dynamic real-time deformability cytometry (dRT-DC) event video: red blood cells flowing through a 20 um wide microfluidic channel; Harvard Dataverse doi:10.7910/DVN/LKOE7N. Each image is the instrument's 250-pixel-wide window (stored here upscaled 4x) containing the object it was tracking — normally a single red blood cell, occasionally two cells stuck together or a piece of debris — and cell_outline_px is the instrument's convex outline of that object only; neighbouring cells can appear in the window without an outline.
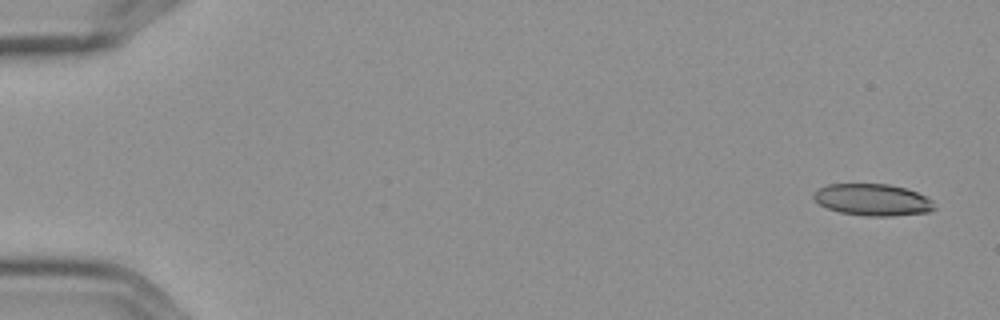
{"species": "Egyptian fruit bat (a non-hibernating species)", "species_latin": "Rousettus aegyptiacus", "temperature_condition": "cold", "stored_images_in_passage": 5, "camera_frame_rate_fps": 3000, "um_per_image_px": 0.085, "frame": {"image": 1, "passage_image": 1, "time_ms": 0.0, "image_size_px": [1000, 320], "cell_outline_px": [[936, 208], [928, 212], [892, 216], [864, 216], [840, 212], [828, 208], [820, 204], [812, 196], [816, 188], [828, 184], [888, 184], [904, 188], [916, 192], [932, 200]], "centroid_in_image_um": [74.15, 16.98], "position_along_channel_um": 10.8, "area_um2": 22.31}}
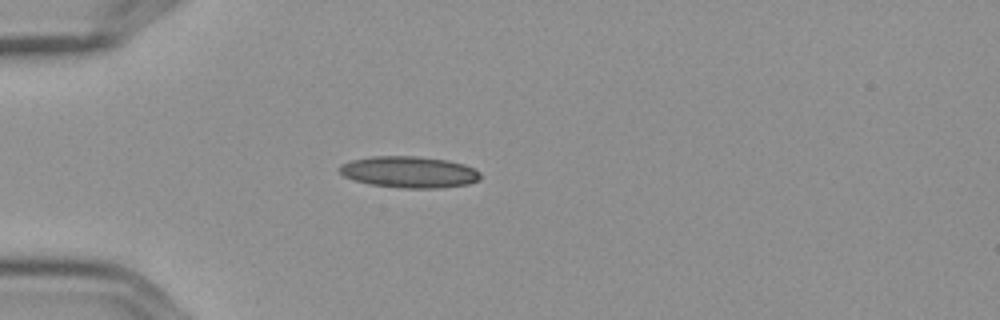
{"frame": {"image": 2, "passage_image": 5, "time_ms": 1.333, "image_size_px": [1000, 320], "cell_outline_px": [[480, 180], [468, 184], [436, 188], [400, 188], [368, 184], [344, 176], [336, 168], [340, 164], [352, 160], [372, 156], [416, 156], [448, 160], [464, 164], [476, 168], [480, 172]], "centroid_in_image_um": [34.78, 14.62], "position_along_channel_um": 50.2, "area_um2": 26.01}}